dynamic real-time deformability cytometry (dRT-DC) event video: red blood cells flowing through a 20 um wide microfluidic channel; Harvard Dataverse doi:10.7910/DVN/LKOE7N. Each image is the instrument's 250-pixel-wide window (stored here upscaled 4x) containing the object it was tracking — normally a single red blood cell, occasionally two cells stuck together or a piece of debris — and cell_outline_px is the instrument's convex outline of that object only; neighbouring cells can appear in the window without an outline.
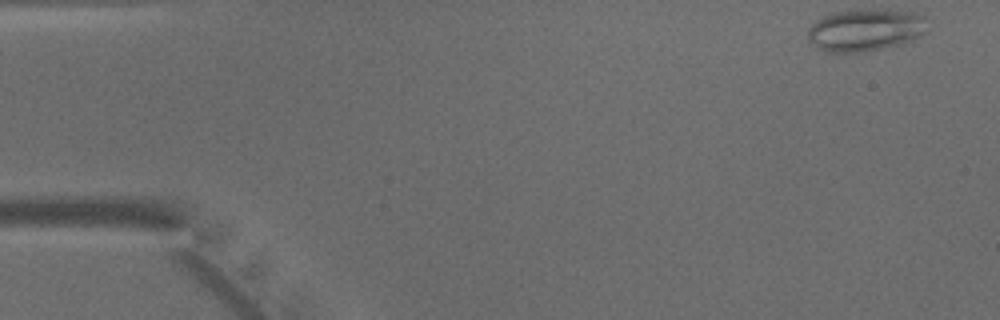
{"species": "common noctule bat (a hibernating species)", "species_latin": "Nyctalus noctula", "temperature_condition": "warm", "stored_images_in_passage": 46, "camera_frame_rate_fps": 3000, "um_per_image_px": 0.085, "animal": {"sex": "male", "body_mass_g": 15.6}, "frame": {"image": 1, "passage_image": 1, "time_ms": 0.0, "image_size_px": [1000, 320], "cell_outline_px": [[928, 32], [912, 40], [864, 52], [828, 52], [812, 44], [808, 40], [808, 28], [812, 24], [824, 16], [832, 12], [924, 12], [928, 16]], "centroid_in_image_um": [73.62, 2.58], "position_along_channel_um": 11.4, "area_um2": 28.73}}
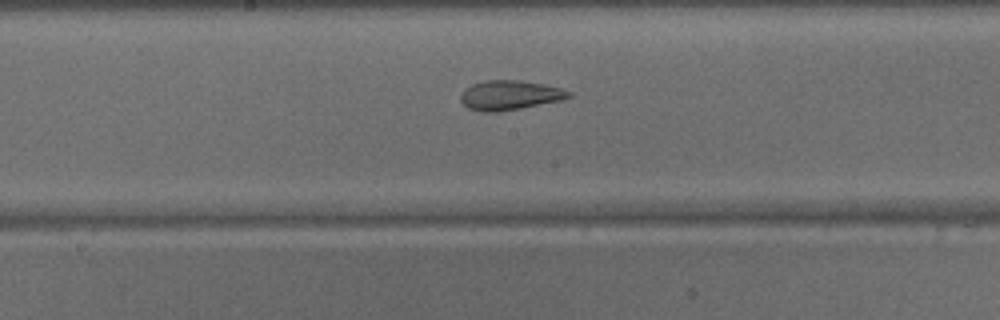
{"frame": {"image": 2, "passage_image": 23, "time_ms": 7.333, "image_size_px": [1000, 320], "cell_outline_px": [[572, 96], [560, 100], [520, 108], [496, 112], [484, 112], [468, 108], [460, 100], [460, 92], [464, 88], [472, 84], [484, 80], [520, 80], [544, 84], [560, 88], [572, 92]], "centroid_in_image_um": [43.29, 8.08], "position_along_channel_um": 204.9, "area_um2": 18.61}}
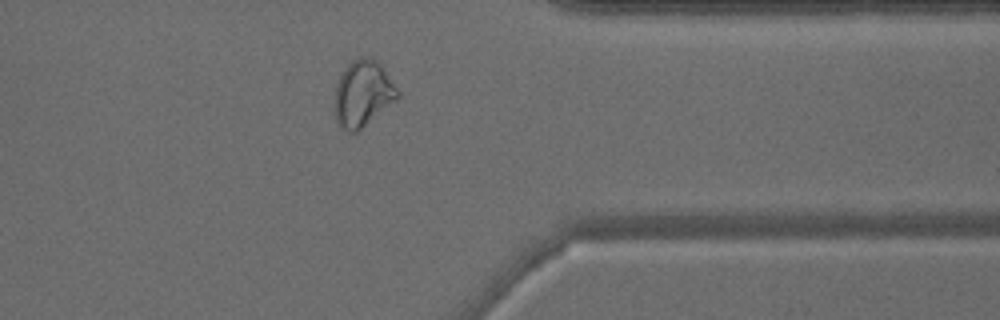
{"frame": {"image": 3, "passage_image": 36, "time_ms": 11.667, "image_size_px": [1000, 320], "cell_outline_px": [[400, 96], [396, 100], [356, 132], [348, 132], [336, 120], [336, 84], [340, 72], [352, 60], [360, 56], [372, 60], [384, 72], [400, 92]], "centroid_in_image_um": [30.82, 7.96], "position_along_channel_um": 380.6, "area_um2": 23.35}}